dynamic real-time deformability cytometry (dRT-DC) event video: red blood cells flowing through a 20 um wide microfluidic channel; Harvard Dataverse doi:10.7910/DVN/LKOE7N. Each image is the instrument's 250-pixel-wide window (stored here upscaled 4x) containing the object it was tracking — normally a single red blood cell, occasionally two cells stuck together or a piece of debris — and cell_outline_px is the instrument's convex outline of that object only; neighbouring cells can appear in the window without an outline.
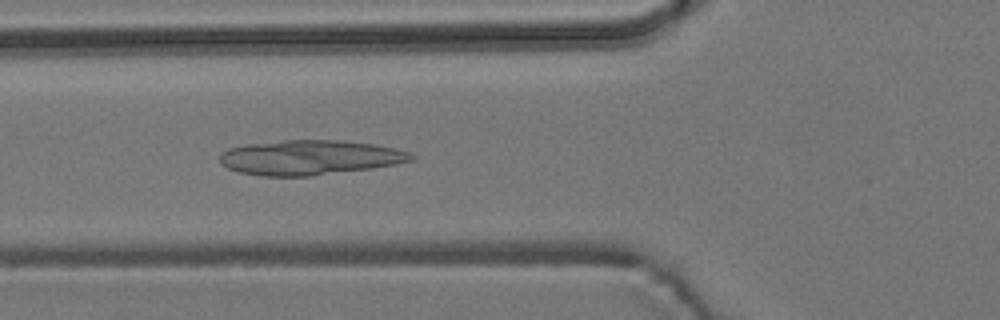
{"species": "common noctule bat (a hibernating species)", "species_latin": "Nyctalus noctula", "temperature_condition": "room temperature", "stored_images_in_passage": 4, "camera_frame_rate_fps": 3000, "um_per_image_px": 0.085, "animal": {"sex": "male", "body_mass_g": 19.2, "forearm_length_mm": 51.8}, "frame": {"image": 1, "passage_image": 4, "time_ms": 3.333, "image_size_px": [1000, 320], "cell_outline_px": [[416, 160], [396, 164], [372, 168], [308, 176], [260, 176], [240, 172], [228, 168], [220, 164], [220, 156], [228, 148], [248, 144], [284, 140], [344, 140], [372, 144], [392, 148], [408, 152], [416, 156]], "centroid_in_image_um": [26.33, 13.39], "position_along_channel_um": 99.5, "area_um2": 38.67}}